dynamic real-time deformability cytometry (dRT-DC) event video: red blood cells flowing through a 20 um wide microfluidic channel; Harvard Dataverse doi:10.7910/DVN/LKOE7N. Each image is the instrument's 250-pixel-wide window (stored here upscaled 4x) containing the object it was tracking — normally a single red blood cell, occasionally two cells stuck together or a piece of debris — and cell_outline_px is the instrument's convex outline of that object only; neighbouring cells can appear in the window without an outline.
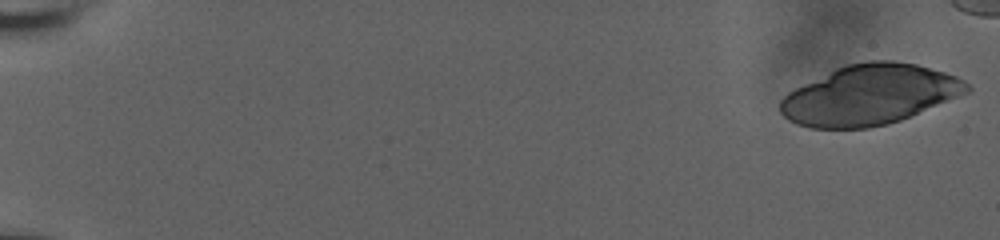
{"species": "human", "species_latin": "Homo sapiens", "temperature_condition": "room temperature", "stored_images_in_passage": 23, "camera_frame_rate_fps": 3000, "um_per_image_px": 0.085, "donor": {"sex": "male"}, "frame": {"image": 1, "passage_image": 1, "time_ms": 0.0, "image_size_px": [1000, 240], "cell_outline_px": [[972, 88], [968, 92], [900, 120], [888, 124], [868, 128], [812, 128], [796, 124], [788, 120], [780, 112], [780, 100], [788, 92], [836, 68], [848, 64], [864, 60], [892, 60], [916, 64], [944, 72], [956, 76], [964, 80]], "centroid_in_image_um": [73.9, 8.06], "position_along_channel_um": 11.1, "area_um2": 64.97}}